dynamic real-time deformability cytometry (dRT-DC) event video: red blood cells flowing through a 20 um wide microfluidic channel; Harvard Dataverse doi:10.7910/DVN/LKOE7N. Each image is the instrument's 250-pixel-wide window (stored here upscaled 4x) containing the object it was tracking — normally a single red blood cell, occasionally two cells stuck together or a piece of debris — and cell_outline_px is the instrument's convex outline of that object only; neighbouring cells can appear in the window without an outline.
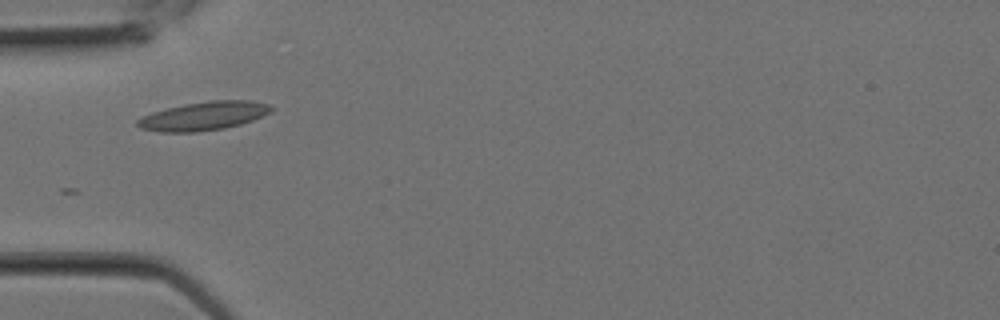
{"species": "Egyptian fruit bat (a non-hibernating species)", "species_latin": "Rousettus aegyptiacus", "temperature_condition": "room temperature", "stored_images_in_passage": 9, "camera_frame_rate_fps": 3000, "um_per_image_px": 0.085, "animal": {"sex": "female"}, "frame": {"image": 1, "passage_image": 4, "time_ms": 1.0, "image_size_px": [1000, 320], "cell_outline_px": [[276, 108], [272, 112], [264, 116], [240, 124], [224, 128], [196, 132], [160, 132], [140, 128], [136, 124], [136, 120], [152, 112], [184, 104], [212, 100], [252, 100], [268, 104]], "centroid_in_image_um": [17.36, 9.85], "position_along_channel_um": 67.6, "area_um2": 22.37}}
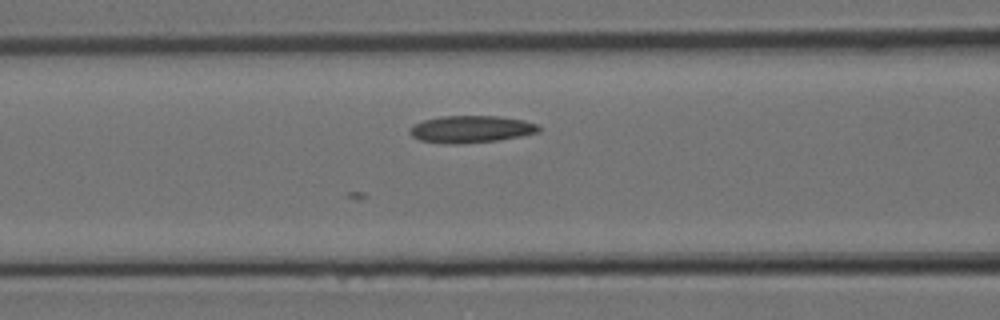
{"frame": {"image": 2, "passage_image": 6, "time_ms": 1.667, "image_size_px": [1000, 320], "cell_outline_px": [[540, 132], [500, 140], [456, 144], [448, 144], [420, 140], [412, 136], [408, 132], [412, 124], [424, 120], [440, 116], [500, 116], [524, 120], [536, 124], [540, 128]], "centroid_in_image_um": [40.02, 10.98], "position_along_channel_um": 126.6, "area_um2": 20.46}}